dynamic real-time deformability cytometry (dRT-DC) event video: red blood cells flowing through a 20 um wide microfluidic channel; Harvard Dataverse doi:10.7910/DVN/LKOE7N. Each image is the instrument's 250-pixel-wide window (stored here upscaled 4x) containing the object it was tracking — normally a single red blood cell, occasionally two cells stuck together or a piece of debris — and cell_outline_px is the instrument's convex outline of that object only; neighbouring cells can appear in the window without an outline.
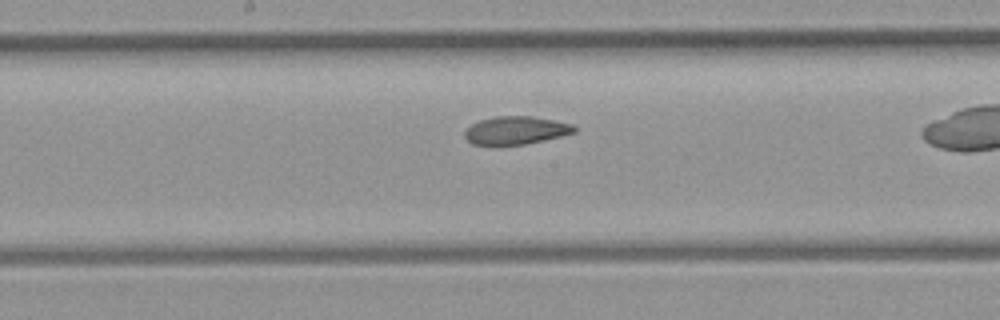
{"species": "common noctule bat (a hibernating species)", "species_latin": "Nyctalus noctula", "temperature_condition": "room temperature", "stored_images_in_passage": 32, "camera_frame_rate_fps": 3000, "um_per_image_px": 0.085, "animal": {"sex": "female", "body_mass_g": 21.9}, "frame": {"image": 1, "passage_image": 19, "time_ms": 6.0, "image_size_px": [1000, 320], "cell_outline_px": [[576, 132], [544, 140], [524, 144], [500, 148], [492, 148], [472, 144], [464, 136], [464, 132], [472, 124], [480, 120], [496, 116], [532, 116], [572, 124], [576, 128]], "centroid_in_image_um": [43.78, 11.13], "position_along_channel_um": 204.4, "area_um2": 18.44}}
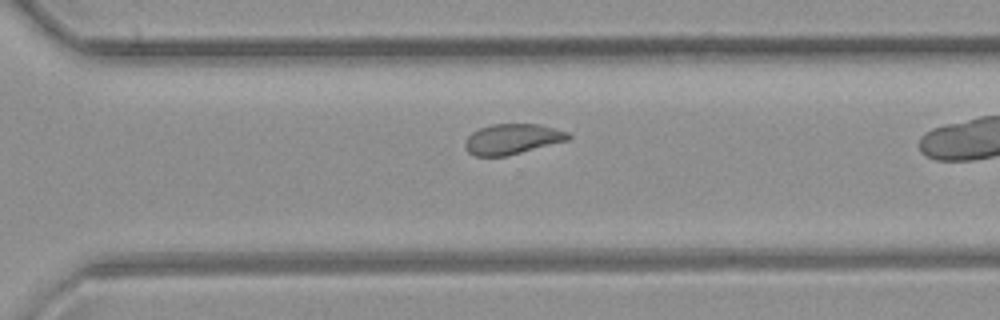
{"frame": {"image": 2, "passage_image": 28, "time_ms": 9.0, "image_size_px": [1000, 320], "cell_outline_px": [[572, 136], [568, 140], [508, 156], [476, 156], [468, 152], [464, 144], [468, 136], [472, 132], [480, 128], [492, 124], [536, 124], [568, 132]], "centroid_in_image_um": [43.53, 11.83], "position_along_channel_um": 327.1, "area_um2": 18.15}}